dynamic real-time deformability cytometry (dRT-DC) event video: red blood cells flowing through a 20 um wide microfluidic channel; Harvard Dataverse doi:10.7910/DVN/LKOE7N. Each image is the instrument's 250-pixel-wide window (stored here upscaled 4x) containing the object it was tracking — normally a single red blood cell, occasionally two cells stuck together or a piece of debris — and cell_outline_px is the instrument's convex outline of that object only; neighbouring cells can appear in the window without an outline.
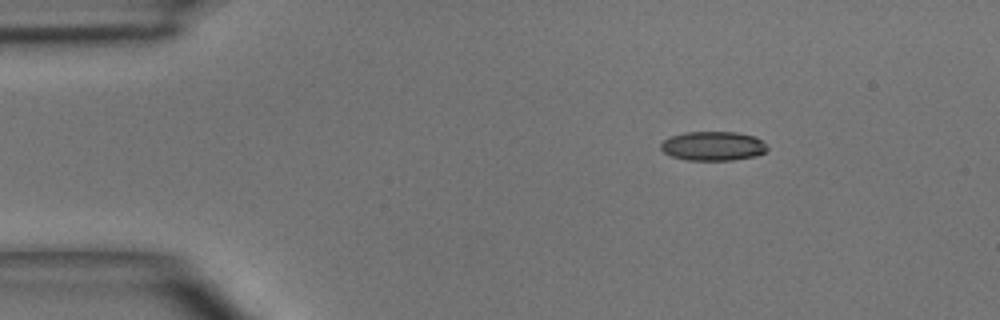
{"species": "common noctule bat (a hibernating species)", "species_latin": "Nyctalus noctula", "temperature_condition": "room temperature", "stored_images_in_passage": 4, "segment_of_instrument_passage": [1, 2], "camera_frame_rate_fps": 3000, "um_per_image_px": 0.085, "animal": {"sex": "male", "body_mass_g": 15.6}, "frame": {"image": 1, "passage_image": 1, "time_ms": 0.0, "image_size_px": [1000, 320], "cell_outline_px": [[768, 148], [764, 152], [756, 156], [732, 160], [688, 160], [672, 156], [664, 152], [660, 148], [660, 144], [668, 136], [684, 132], [736, 132], [756, 136]], "centroid_in_image_um": [60.58, 12.4], "position_along_channel_um": 24.4, "area_um2": 18.15}}
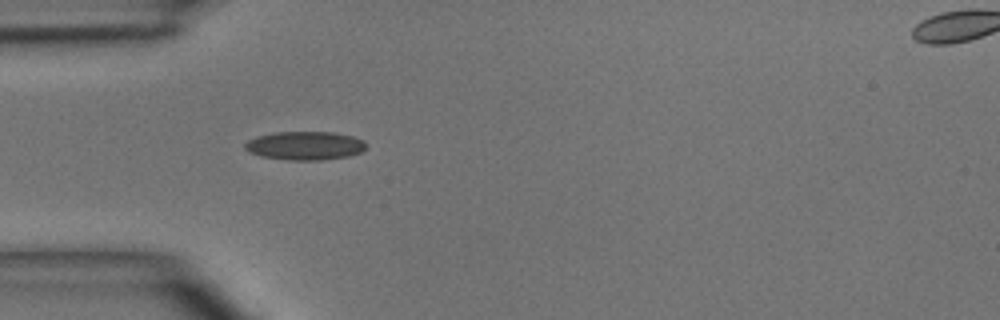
{"frame": {"image": 2, "passage_image": 3, "time_ms": 2.333, "image_size_px": [1000, 320], "cell_outline_px": [[364, 148], [360, 152], [348, 156], [320, 160], [288, 160], [260, 156], [248, 152], [244, 148], [244, 144], [248, 140], [256, 136], [276, 132], [332, 132], [352, 136], [364, 140]], "centroid_in_image_um": [25.87, 12.38], "position_along_channel_um": 59.1, "area_um2": 20.11}}